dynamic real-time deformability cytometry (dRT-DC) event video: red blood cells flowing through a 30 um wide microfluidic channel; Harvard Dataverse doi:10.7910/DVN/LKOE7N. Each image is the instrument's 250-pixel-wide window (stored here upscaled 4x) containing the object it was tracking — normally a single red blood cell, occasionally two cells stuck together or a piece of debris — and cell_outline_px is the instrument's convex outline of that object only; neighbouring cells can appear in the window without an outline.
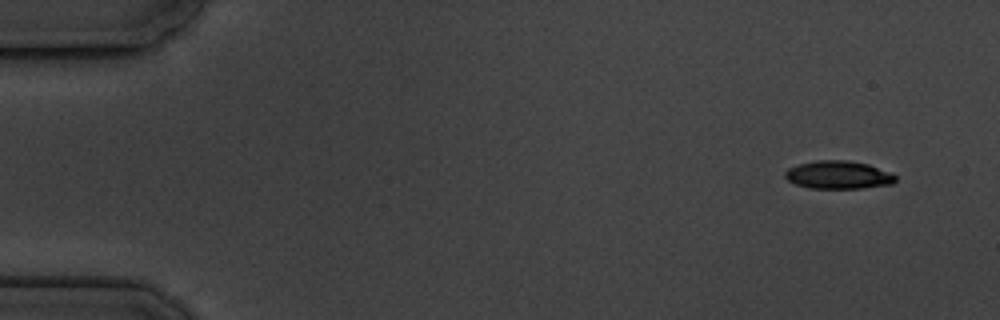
{"species": "common noctule bat (a hibernating species)", "species_latin": "Nyctalus noctula", "temperature_condition": "cold", "stored_images_in_passage": 4, "camera_frame_rate_fps": 3000, "um_per_image_px": 0.085, "animal": {"sex": "male", "body_mass_g": 19.5, "forearm_length_mm": 54.6}, "frame": {"image": 1, "passage_image": 1, "time_ms": 0.0, "image_size_px": [1000, 320], "cell_outline_px": [[896, 180], [892, 184], [860, 188], [808, 188], [796, 184], [788, 180], [784, 176], [784, 172], [788, 168], [800, 164], [816, 160], [848, 160], [868, 164], [892, 172], [896, 176]], "centroid_in_image_um": [71.27, 14.86], "position_along_channel_um": 13.7, "area_um2": 18.09}}
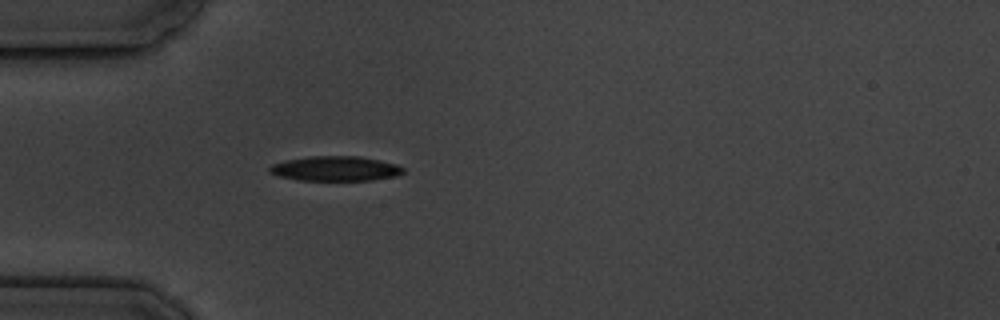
{"frame": {"image": 2, "passage_image": 4, "time_ms": 4.333, "image_size_px": [1000, 320], "cell_outline_px": [[404, 172], [396, 176], [372, 180], [296, 180], [280, 176], [268, 172], [268, 168], [272, 164], [284, 160], [312, 156], [360, 156], [380, 160], [396, 164], [404, 168]], "centroid_in_image_um": [28.5, 14.33], "position_along_channel_um": 56.5, "area_um2": 19.36}}